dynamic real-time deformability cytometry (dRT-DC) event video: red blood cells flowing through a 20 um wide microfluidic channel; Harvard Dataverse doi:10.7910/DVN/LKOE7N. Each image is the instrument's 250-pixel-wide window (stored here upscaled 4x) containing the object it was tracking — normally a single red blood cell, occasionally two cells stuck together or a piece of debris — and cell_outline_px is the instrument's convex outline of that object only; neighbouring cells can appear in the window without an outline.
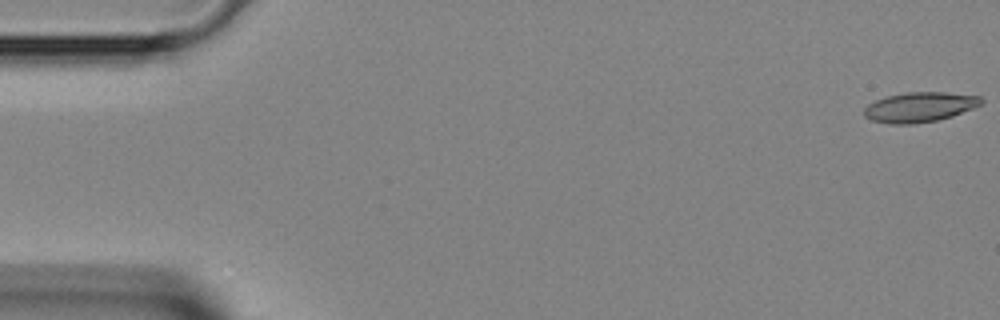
{"species": "Egyptian fruit bat (a non-hibernating species)", "species_latin": "Rousettus aegyptiacus", "temperature_condition": "room temperature", "stored_images_in_passage": 43, "camera_frame_rate_fps": 3000, "um_per_image_px": 0.085, "animal": {"sex": "female"}, "frame": {"image": 1, "passage_image": 1, "time_ms": 0.0, "image_size_px": [1000, 320], "cell_outline_px": [[984, 100], [980, 104], [972, 108], [952, 116], [936, 120], [912, 124], [888, 124], [872, 120], [864, 116], [864, 108], [868, 104], [876, 100], [888, 96], [908, 92], [944, 92], [980, 96]], "centroid_in_image_um": [78.15, 9.1], "position_along_channel_um": 6.9, "area_um2": 20.23}}
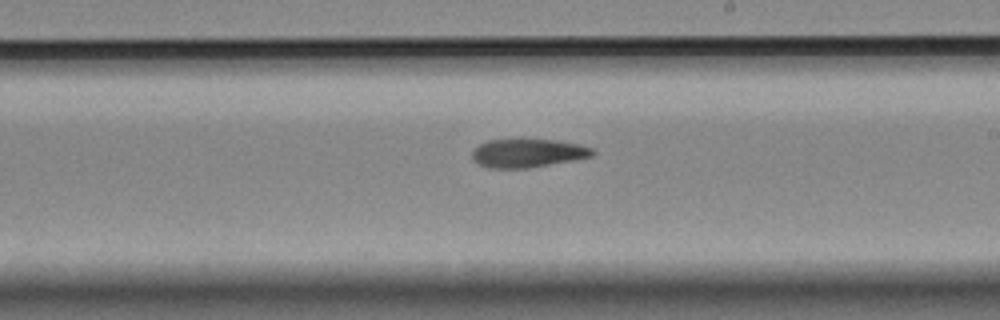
{"frame": {"image": 2, "passage_image": 25, "time_ms": 8.0, "image_size_px": [1000, 320], "cell_outline_px": [[596, 152], [592, 156], [576, 160], [528, 168], [488, 168], [476, 164], [472, 160], [472, 152], [480, 144], [488, 140], [556, 140], [580, 144], [592, 148]], "centroid_in_image_um": [44.86, 13.03], "position_along_channel_um": 244.1, "area_um2": 20.06}}
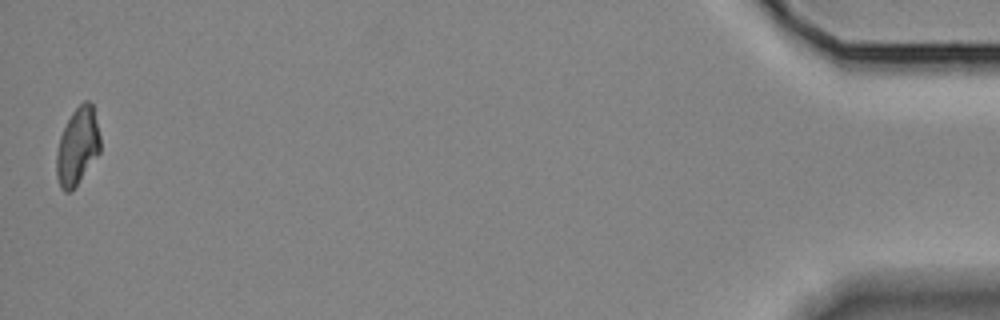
{"frame": {"image": 3, "passage_image": 43, "time_ms": 14.0, "image_size_px": [1000, 320], "cell_outline_px": [[100, 152], [72, 192], [64, 192], [60, 188], [56, 176], [56, 156], [60, 136], [72, 112], [84, 100], [88, 100], [92, 104], [100, 136]], "centroid_in_image_um": [6.58, 12.48], "position_along_channel_um": 428.6, "area_um2": 19.71}}